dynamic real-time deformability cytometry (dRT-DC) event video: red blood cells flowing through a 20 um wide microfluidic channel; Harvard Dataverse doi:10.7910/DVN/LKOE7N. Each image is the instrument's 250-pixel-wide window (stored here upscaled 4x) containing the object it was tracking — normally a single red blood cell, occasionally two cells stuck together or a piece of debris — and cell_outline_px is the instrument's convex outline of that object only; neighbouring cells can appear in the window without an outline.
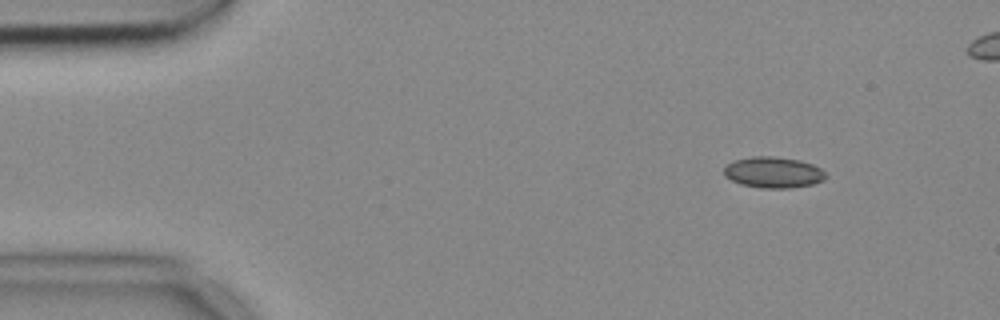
{"species": "common noctule bat (a hibernating species)", "species_latin": "Nyctalus noctula", "temperature_condition": "cold", "stored_images_in_passage": 50, "camera_frame_rate_fps": 3000, "um_per_image_px": 0.085, "animal": {"sex": "female", "body_mass_g": 18.4}, "frame": {"image": 1, "passage_image": 1, "time_ms": 0.0, "image_size_px": [1000, 320], "cell_outline_px": [[828, 176], [824, 180], [812, 184], [792, 188], [760, 188], [740, 184], [724, 176], [724, 168], [728, 164], [736, 160], [752, 156], [772, 156], [800, 160], [812, 164], [820, 168]], "centroid_in_image_um": [65.74, 14.66], "position_along_channel_um": 19.3, "area_um2": 18.44}}
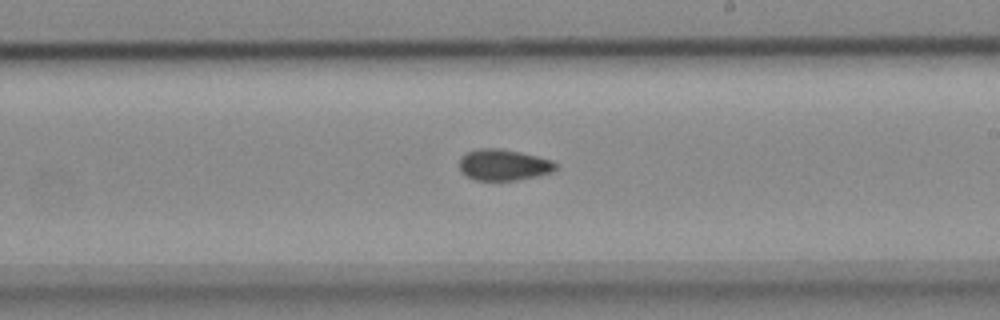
{"frame": {"image": 2, "passage_image": 26, "time_ms": 8.333, "image_size_px": [1000, 320], "cell_outline_px": [[556, 168], [552, 172], [536, 176], [516, 180], [472, 180], [464, 176], [460, 172], [460, 156], [468, 152], [480, 148], [496, 148], [520, 152], [552, 160], [556, 164]], "centroid_in_image_um": [42.76, 14.02], "position_along_channel_um": 246.2, "area_um2": 17.51}}
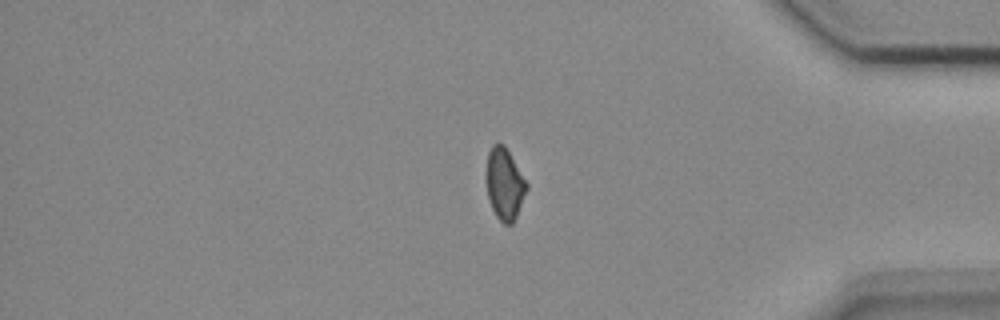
{"frame": {"image": 3, "passage_image": 40, "time_ms": 13.0, "image_size_px": [1000, 320], "cell_outline_px": [[528, 188], [516, 216], [512, 224], [504, 224], [496, 216], [492, 208], [488, 196], [488, 152], [492, 144], [504, 144], [528, 184]], "centroid_in_image_um": [42.92, 15.65], "position_along_channel_um": 392.3, "area_um2": 16.3}, "authors_computed_cell_mechanics": {"area_um2": 17.5134, "velocity_mm_per_s": 3.6967, "shape_relaxation_time_tau1_ms": null, "shape_relaxation_time_tau2_ms": 8.1848, "deformation_change_tau1": null, "deformation_change_tau2": 0.1305}}